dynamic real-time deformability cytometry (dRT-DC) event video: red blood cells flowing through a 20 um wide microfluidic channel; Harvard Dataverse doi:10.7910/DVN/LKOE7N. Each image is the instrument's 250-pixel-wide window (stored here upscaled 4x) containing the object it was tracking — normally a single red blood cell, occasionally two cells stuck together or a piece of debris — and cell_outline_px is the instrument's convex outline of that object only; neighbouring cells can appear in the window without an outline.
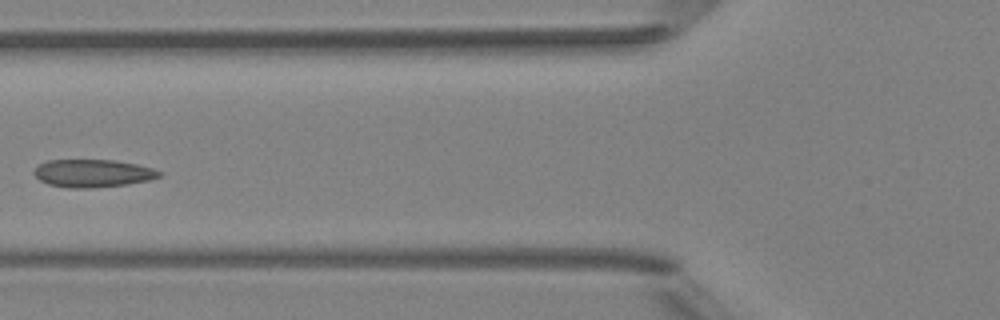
{"species": "Egyptian fruit bat (a non-hibernating species)", "species_latin": "Rousettus aegyptiacus", "temperature_condition": "room temperature", "stored_images_in_passage": 6, "camera_frame_rate_fps": 3000, "um_per_image_px": 0.085, "animal": {"sex": "female"}, "frame": {"image": 1, "passage_image": 5, "time_ms": 5.333, "image_size_px": [1000, 320], "cell_outline_px": [[160, 176], [152, 180], [128, 184], [92, 188], [68, 188], [48, 184], [40, 180], [32, 172], [36, 164], [48, 160], [112, 160], [136, 164], [152, 168], [160, 172]], "centroid_in_image_um": [7.84, 14.73], "position_along_channel_um": 118.0, "area_um2": 20.4}}
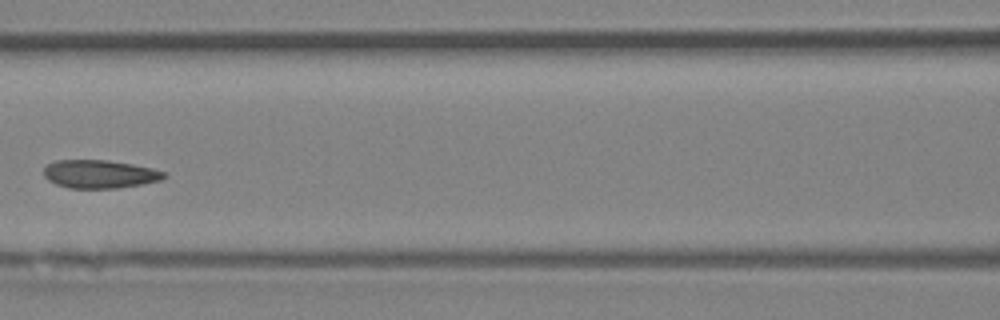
{"frame": {"image": 2, "passage_image": 6, "time_ms": 6.333, "image_size_px": [1000, 320], "cell_outline_px": [[168, 176], [160, 180], [120, 188], [68, 188], [56, 184], [48, 180], [44, 176], [44, 168], [48, 164], [56, 160], [108, 160], [132, 164], [152, 168], [164, 172]], "centroid_in_image_um": [8.46, 14.79], "position_along_channel_um": 158.1, "area_um2": 19.77}}